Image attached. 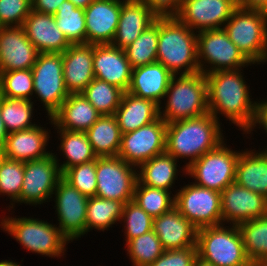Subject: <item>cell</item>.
Instances as JSON below:
<instances>
[{
	"instance_id": "cell-1",
	"label": "cell",
	"mask_w": 267,
	"mask_h": 266,
	"mask_svg": "<svg viewBox=\"0 0 267 266\" xmlns=\"http://www.w3.org/2000/svg\"><path fill=\"white\" fill-rule=\"evenodd\" d=\"M245 68L248 70V67H244L205 74L209 113L221 123L223 120L229 121V125L239 128L237 131H241V134L253 122L258 99L252 97L254 92L251 93V90L254 88L250 86L251 82L245 80Z\"/></svg>"
},
{
	"instance_id": "cell-2",
	"label": "cell",
	"mask_w": 267,
	"mask_h": 266,
	"mask_svg": "<svg viewBox=\"0 0 267 266\" xmlns=\"http://www.w3.org/2000/svg\"><path fill=\"white\" fill-rule=\"evenodd\" d=\"M223 128L211 113L167 123L166 152L187 169L227 138Z\"/></svg>"
},
{
	"instance_id": "cell-3",
	"label": "cell",
	"mask_w": 267,
	"mask_h": 266,
	"mask_svg": "<svg viewBox=\"0 0 267 266\" xmlns=\"http://www.w3.org/2000/svg\"><path fill=\"white\" fill-rule=\"evenodd\" d=\"M4 211L9 215L1 212L4 215L0 216V230L7 233V236L16 240L23 249L30 253L64 260L70 241L52 220L49 222L45 217L42 220L34 215L18 216L14 214L15 210Z\"/></svg>"
},
{
	"instance_id": "cell-4",
	"label": "cell",
	"mask_w": 267,
	"mask_h": 266,
	"mask_svg": "<svg viewBox=\"0 0 267 266\" xmlns=\"http://www.w3.org/2000/svg\"><path fill=\"white\" fill-rule=\"evenodd\" d=\"M157 62L173 75L200 72L197 60V32L175 16L158 17Z\"/></svg>"
},
{
	"instance_id": "cell-5",
	"label": "cell",
	"mask_w": 267,
	"mask_h": 266,
	"mask_svg": "<svg viewBox=\"0 0 267 266\" xmlns=\"http://www.w3.org/2000/svg\"><path fill=\"white\" fill-rule=\"evenodd\" d=\"M206 113L209 110L205 74L173 75L159 106V117L171 123Z\"/></svg>"
},
{
	"instance_id": "cell-6",
	"label": "cell",
	"mask_w": 267,
	"mask_h": 266,
	"mask_svg": "<svg viewBox=\"0 0 267 266\" xmlns=\"http://www.w3.org/2000/svg\"><path fill=\"white\" fill-rule=\"evenodd\" d=\"M223 29L252 64H267V15L263 10L236 7Z\"/></svg>"
},
{
	"instance_id": "cell-7",
	"label": "cell",
	"mask_w": 267,
	"mask_h": 266,
	"mask_svg": "<svg viewBox=\"0 0 267 266\" xmlns=\"http://www.w3.org/2000/svg\"><path fill=\"white\" fill-rule=\"evenodd\" d=\"M198 258L213 266H252L237 225L221 224L197 230Z\"/></svg>"
},
{
	"instance_id": "cell-8",
	"label": "cell",
	"mask_w": 267,
	"mask_h": 266,
	"mask_svg": "<svg viewBox=\"0 0 267 266\" xmlns=\"http://www.w3.org/2000/svg\"><path fill=\"white\" fill-rule=\"evenodd\" d=\"M225 139L186 169V177L200 187L221 192L235 182L236 164L243 149L235 150Z\"/></svg>"
},
{
	"instance_id": "cell-9",
	"label": "cell",
	"mask_w": 267,
	"mask_h": 266,
	"mask_svg": "<svg viewBox=\"0 0 267 266\" xmlns=\"http://www.w3.org/2000/svg\"><path fill=\"white\" fill-rule=\"evenodd\" d=\"M32 75V101L36 106L41 104L38 111H45L44 115L51 117L69 96L64 84L62 53H39L32 67Z\"/></svg>"
},
{
	"instance_id": "cell-10",
	"label": "cell",
	"mask_w": 267,
	"mask_h": 266,
	"mask_svg": "<svg viewBox=\"0 0 267 266\" xmlns=\"http://www.w3.org/2000/svg\"><path fill=\"white\" fill-rule=\"evenodd\" d=\"M197 60L203 74L258 66L242 54L224 29L197 32Z\"/></svg>"
},
{
	"instance_id": "cell-11",
	"label": "cell",
	"mask_w": 267,
	"mask_h": 266,
	"mask_svg": "<svg viewBox=\"0 0 267 266\" xmlns=\"http://www.w3.org/2000/svg\"><path fill=\"white\" fill-rule=\"evenodd\" d=\"M187 181L178 185L175 194V207L180 214L197 229L221 225V193Z\"/></svg>"
},
{
	"instance_id": "cell-12",
	"label": "cell",
	"mask_w": 267,
	"mask_h": 266,
	"mask_svg": "<svg viewBox=\"0 0 267 266\" xmlns=\"http://www.w3.org/2000/svg\"><path fill=\"white\" fill-rule=\"evenodd\" d=\"M88 199L89 197L83 195L63 177L54 190L51 203H55L52 205L57 220L55 223L70 243H76L74 241L86 237Z\"/></svg>"
},
{
	"instance_id": "cell-13",
	"label": "cell",
	"mask_w": 267,
	"mask_h": 266,
	"mask_svg": "<svg viewBox=\"0 0 267 266\" xmlns=\"http://www.w3.org/2000/svg\"><path fill=\"white\" fill-rule=\"evenodd\" d=\"M137 167L118 156L96 158V196L126 204L133 200Z\"/></svg>"
},
{
	"instance_id": "cell-14",
	"label": "cell",
	"mask_w": 267,
	"mask_h": 266,
	"mask_svg": "<svg viewBox=\"0 0 267 266\" xmlns=\"http://www.w3.org/2000/svg\"><path fill=\"white\" fill-rule=\"evenodd\" d=\"M62 178V173L51 155L24 162V178L20 194V205L39 207L50 204L54 190Z\"/></svg>"
},
{
	"instance_id": "cell-15",
	"label": "cell",
	"mask_w": 267,
	"mask_h": 266,
	"mask_svg": "<svg viewBox=\"0 0 267 266\" xmlns=\"http://www.w3.org/2000/svg\"><path fill=\"white\" fill-rule=\"evenodd\" d=\"M167 123L158 117L135 131L122 134L118 157L137 168L166 151Z\"/></svg>"
},
{
	"instance_id": "cell-16",
	"label": "cell",
	"mask_w": 267,
	"mask_h": 266,
	"mask_svg": "<svg viewBox=\"0 0 267 266\" xmlns=\"http://www.w3.org/2000/svg\"><path fill=\"white\" fill-rule=\"evenodd\" d=\"M44 117L49 121L48 123H42V125L39 123L29 129L8 133L3 148L5 158L26 162L39 160L52 154V145L49 143L52 142L53 128L50 129L47 125L52 126L53 121L51 117Z\"/></svg>"
},
{
	"instance_id": "cell-17",
	"label": "cell",
	"mask_w": 267,
	"mask_h": 266,
	"mask_svg": "<svg viewBox=\"0 0 267 266\" xmlns=\"http://www.w3.org/2000/svg\"><path fill=\"white\" fill-rule=\"evenodd\" d=\"M236 7L235 0H183L175 17L195 32L223 29Z\"/></svg>"
},
{
	"instance_id": "cell-18",
	"label": "cell",
	"mask_w": 267,
	"mask_h": 266,
	"mask_svg": "<svg viewBox=\"0 0 267 266\" xmlns=\"http://www.w3.org/2000/svg\"><path fill=\"white\" fill-rule=\"evenodd\" d=\"M222 224L238 225L267 215V198L235 182L221 192Z\"/></svg>"
},
{
	"instance_id": "cell-19",
	"label": "cell",
	"mask_w": 267,
	"mask_h": 266,
	"mask_svg": "<svg viewBox=\"0 0 267 266\" xmlns=\"http://www.w3.org/2000/svg\"><path fill=\"white\" fill-rule=\"evenodd\" d=\"M38 55L22 26L0 27V72L32 69Z\"/></svg>"
},
{
	"instance_id": "cell-20",
	"label": "cell",
	"mask_w": 267,
	"mask_h": 266,
	"mask_svg": "<svg viewBox=\"0 0 267 266\" xmlns=\"http://www.w3.org/2000/svg\"><path fill=\"white\" fill-rule=\"evenodd\" d=\"M95 78L126 92L131 81L132 68L124 49L111 44H93Z\"/></svg>"
},
{
	"instance_id": "cell-21",
	"label": "cell",
	"mask_w": 267,
	"mask_h": 266,
	"mask_svg": "<svg viewBox=\"0 0 267 266\" xmlns=\"http://www.w3.org/2000/svg\"><path fill=\"white\" fill-rule=\"evenodd\" d=\"M121 12V0H95L84 9L86 44H111Z\"/></svg>"
},
{
	"instance_id": "cell-22",
	"label": "cell",
	"mask_w": 267,
	"mask_h": 266,
	"mask_svg": "<svg viewBox=\"0 0 267 266\" xmlns=\"http://www.w3.org/2000/svg\"><path fill=\"white\" fill-rule=\"evenodd\" d=\"M159 16L142 0H121V12L111 45L125 49Z\"/></svg>"
},
{
	"instance_id": "cell-23",
	"label": "cell",
	"mask_w": 267,
	"mask_h": 266,
	"mask_svg": "<svg viewBox=\"0 0 267 266\" xmlns=\"http://www.w3.org/2000/svg\"><path fill=\"white\" fill-rule=\"evenodd\" d=\"M197 228L174 206L168 212L153 218V231L164 250L197 246Z\"/></svg>"
},
{
	"instance_id": "cell-24",
	"label": "cell",
	"mask_w": 267,
	"mask_h": 266,
	"mask_svg": "<svg viewBox=\"0 0 267 266\" xmlns=\"http://www.w3.org/2000/svg\"><path fill=\"white\" fill-rule=\"evenodd\" d=\"M64 84L69 92L81 93L95 78L93 44H71L62 53Z\"/></svg>"
},
{
	"instance_id": "cell-25",
	"label": "cell",
	"mask_w": 267,
	"mask_h": 266,
	"mask_svg": "<svg viewBox=\"0 0 267 266\" xmlns=\"http://www.w3.org/2000/svg\"><path fill=\"white\" fill-rule=\"evenodd\" d=\"M22 28L39 53H63L71 45L57 27L54 15L31 10Z\"/></svg>"
},
{
	"instance_id": "cell-26",
	"label": "cell",
	"mask_w": 267,
	"mask_h": 266,
	"mask_svg": "<svg viewBox=\"0 0 267 266\" xmlns=\"http://www.w3.org/2000/svg\"><path fill=\"white\" fill-rule=\"evenodd\" d=\"M178 176L183 180L185 177L186 181V168L181 167L179 162L166 151L142 163L137 168V178L142 185L165 189L174 194L178 190L175 183L178 184V181L181 180Z\"/></svg>"
},
{
	"instance_id": "cell-27",
	"label": "cell",
	"mask_w": 267,
	"mask_h": 266,
	"mask_svg": "<svg viewBox=\"0 0 267 266\" xmlns=\"http://www.w3.org/2000/svg\"><path fill=\"white\" fill-rule=\"evenodd\" d=\"M173 74L159 62L132 69L131 81L127 92L155 102H163Z\"/></svg>"
},
{
	"instance_id": "cell-28",
	"label": "cell",
	"mask_w": 267,
	"mask_h": 266,
	"mask_svg": "<svg viewBox=\"0 0 267 266\" xmlns=\"http://www.w3.org/2000/svg\"><path fill=\"white\" fill-rule=\"evenodd\" d=\"M101 114L90 104L82 93H72L51 116L53 129L86 132Z\"/></svg>"
},
{
	"instance_id": "cell-29",
	"label": "cell",
	"mask_w": 267,
	"mask_h": 266,
	"mask_svg": "<svg viewBox=\"0 0 267 266\" xmlns=\"http://www.w3.org/2000/svg\"><path fill=\"white\" fill-rule=\"evenodd\" d=\"M250 147L239 154L235 183L267 198V151Z\"/></svg>"
},
{
	"instance_id": "cell-30",
	"label": "cell",
	"mask_w": 267,
	"mask_h": 266,
	"mask_svg": "<svg viewBox=\"0 0 267 266\" xmlns=\"http://www.w3.org/2000/svg\"><path fill=\"white\" fill-rule=\"evenodd\" d=\"M53 131V133L56 134L55 138L58 140L56 144H54L57 150L55 151L54 149L52 153L55 156L62 174L72 166L86 163L97 158L85 132H74L64 129H54Z\"/></svg>"
},
{
	"instance_id": "cell-31",
	"label": "cell",
	"mask_w": 267,
	"mask_h": 266,
	"mask_svg": "<svg viewBox=\"0 0 267 266\" xmlns=\"http://www.w3.org/2000/svg\"><path fill=\"white\" fill-rule=\"evenodd\" d=\"M114 116L121 133L125 134L155 121L159 117V106L126 91Z\"/></svg>"
},
{
	"instance_id": "cell-32",
	"label": "cell",
	"mask_w": 267,
	"mask_h": 266,
	"mask_svg": "<svg viewBox=\"0 0 267 266\" xmlns=\"http://www.w3.org/2000/svg\"><path fill=\"white\" fill-rule=\"evenodd\" d=\"M85 134L97 157L118 156L122 133L114 115H101Z\"/></svg>"
},
{
	"instance_id": "cell-33",
	"label": "cell",
	"mask_w": 267,
	"mask_h": 266,
	"mask_svg": "<svg viewBox=\"0 0 267 266\" xmlns=\"http://www.w3.org/2000/svg\"><path fill=\"white\" fill-rule=\"evenodd\" d=\"M124 204L117 200L89 197L86 214V237L89 232L110 231L119 224ZM111 228V229H110Z\"/></svg>"
},
{
	"instance_id": "cell-34",
	"label": "cell",
	"mask_w": 267,
	"mask_h": 266,
	"mask_svg": "<svg viewBox=\"0 0 267 266\" xmlns=\"http://www.w3.org/2000/svg\"><path fill=\"white\" fill-rule=\"evenodd\" d=\"M35 106L31 100L0 96V111L6 131L11 133L38 125L41 120H37L39 117L36 116L41 113L37 111L38 108Z\"/></svg>"
},
{
	"instance_id": "cell-35",
	"label": "cell",
	"mask_w": 267,
	"mask_h": 266,
	"mask_svg": "<svg viewBox=\"0 0 267 266\" xmlns=\"http://www.w3.org/2000/svg\"><path fill=\"white\" fill-rule=\"evenodd\" d=\"M57 27L70 44H86L85 13L69 0L64 1L54 14Z\"/></svg>"
},
{
	"instance_id": "cell-36",
	"label": "cell",
	"mask_w": 267,
	"mask_h": 266,
	"mask_svg": "<svg viewBox=\"0 0 267 266\" xmlns=\"http://www.w3.org/2000/svg\"><path fill=\"white\" fill-rule=\"evenodd\" d=\"M81 93L101 115H114L124 91L94 78Z\"/></svg>"
},
{
	"instance_id": "cell-37",
	"label": "cell",
	"mask_w": 267,
	"mask_h": 266,
	"mask_svg": "<svg viewBox=\"0 0 267 266\" xmlns=\"http://www.w3.org/2000/svg\"><path fill=\"white\" fill-rule=\"evenodd\" d=\"M248 259L253 263L267 257V215L237 225Z\"/></svg>"
},
{
	"instance_id": "cell-38",
	"label": "cell",
	"mask_w": 267,
	"mask_h": 266,
	"mask_svg": "<svg viewBox=\"0 0 267 266\" xmlns=\"http://www.w3.org/2000/svg\"><path fill=\"white\" fill-rule=\"evenodd\" d=\"M24 178V162L4 158L0 164V198L9 201L6 210L20 206V194Z\"/></svg>"
},
{
	"instance_id": "cell-39",
	"label": "cell",
	"mask_w": 267,
	"mask_h": 266,
	"mask_svg": "<svg viewBox=\"0 0 267 266\" xmlns=\"http://www.w3.org/2000/svg\"><path fill=\"white\" fill-rule=\"evenodd\" d=\"M157 48L158 18L124 50L130 66L133 69L157 62Z\"/></svg>"
},
{
	"instance_id": "cell-40",
	"label": "cell",
	"mask_w": 267,
	"mask_h": 266,
	"mask_svg": "<svg viewBox=\"0 0 267 266\" xmlns=\"http://www.w3.org/2000/svg\"><path fill=\"white\" fill-rule=\"evenodd\" d=\"M133 201L152 218H156L175 206V194L165 189L142 185L137 180Z\"/></svg>"
},
{
	"instance_id": "cell-41",
	"label": "cell",
	"mask_w": 267,
	"mask_h": 266,
	"mask_svg": "<svg viewBox=\"0 0 267 266\" xmlns=\"http://www.w3.org/2000/svg\"><path fill=\"white\" fill-rule=\"evenodd\" d=\"M123 250L131 266H148L165 251L153 230L130 240Z\"/></svg>"
},
{
	"instance_id": "cell-42",
	"label": "cell",
	"mask_w": 267,
	"mask_h": 266,
	"mask_svg": "<svg viewBox=\"0 0 267 266\" xmlns=\"http://www.w3.org/2000/svg\"><path fill=\"white\" fill-rule=\"evenodd\" d=\"M32 69L0 72V96L13 99H33Z\"/></svg>"
},
{
	"instance_id": "cell-43",
	"label": "cell",
	"mask_w": 267,
	"mask_h": 266,
	"mask_svg": "<svg viewBox=\"0 0 267 266\" xmlns=\"http://www.w3.org/2000/svg\"><path fill=\"white\" fill-rule=\"evenodd\" d=\"M121 226L123 228L121 232L124 234L123 244L125 243V246L130 240L153 230V218L131 200L123 206Z\"/></svg>"
},
{
	"instance_id": "cell-44",
	"label": "cell",
	"mask_w": 267,
	"mask_h": 266,
	"mask_svg": "<svg viewBox=\"0 0 267 266\" xmlns=\"http://www.w3.org/2000/svg\"><path fill=\"white\" fill-rule=\"evenodd\" d=\"M62 177L83 195L96 196V159L68 168Z\"/></svg>"
},
{
	"instance_id": "cell-45",
	"label": "cell",
	"mask_w": 267,
	"mask_h": 266,
	"mask_svg": "<svg viewBox=\"0 0 267 266\" xmlns=\"http://www.w3.org/2000/svg\"><path fill=\"white\" fill-rule=\"evenodd\" d=\"M31 10V0H0V27L22 26Z\"/></svg>"
},
{
	"instance_id": "cell-46",
	"label": "cell",
	"mask_w": 267,
	"mask_h": 266,
	"mask_svg": "<svg viewBox=\"0 0 267 266\" xmlns=\"http://www.w3.org/2000/svg\"><path fill=\"white\" fill-rule=\"evenodd\" d=\"M197 258V246L184 249L165 250L160 257L148 266H193Z\"/></svg>"
},
{
	"instance_id": "cell-47",
	"label": "cell",
	"mask_w": 267,
	"mask_h": 266,
	"mask_svg": "<svg viewBox=\"0 0 267 266\" xmlns=\"http://www.w3.org/2000/svg\"><path fill=\"white\" fill-rule=\"evenodd\" d=\"M263 97H260L259 99H257L256 105H255V115H254L253 122L251 126L247 129V131L244 134H242L245 144L248 143V141L246 142L245 139H249V140L256 139V138H253L254 136L253 134L254 132H256L257 134L260 135V133H258L259 130L262 131L264 137L265 136L267 137V95L265 97V94H264ZM265 143L266 145L262 143V146L264 145L263 147L261 146V143H260V145L258 146L259 149L267 151V140L265 141Z\"/></svg>"
},
{
	"instance_id": "cell-48",
	"label": "cell",
	"mask_w": 267,
	"mask_h": 266,
	"mask_svg": "<svg viewBox=\"0 0 267 266\" xmlns=\"http://www.w3.org/2000/svg\"><path fill=\"white\" fill-rule=\"evenodd\" d=\"M146 3L159 17L175 16L183 0H142Z\"/></svg>"
},
{
	"instance_id": "cell-49",
	"label": "cell",
	"mask_w": 267,
	"mask_h": 266,
	"mask_svg": "<svg viewBox=\"0 0 267 266\" xmlns=\"http://www.w3.org/2000/svg\"><path fill=\"white\" fill-rule=\"evenodd\" d=\"M32 10L44 14L54 15L57 8L66 0H31Z\"/></svg>"
},
{
	"instance_id": "cell-50",
	"label": "cell",
	"mask_w": 267,
	"mask_h": 266,
	"mask_svg": "<svg viewBox=\"0 0 267 266\" xmlns=\"http://www.w3.org/2000/svg\"><path fill=\"white\" fill-rule=\"evenodd\" d=\"M237 7L244 9H257L265 11L267 0H235Z\"/></svg>"
},
{
	"instance_id": "cell-51",
	"label": "cell",
	"mask_w": 267,
	"mask_h": 266,
	"mask_svg": "<svg viewBox=\"0 0 267 266\" xmlns=\"http://www.w3.org/2000/svg\"><path fill=\"white\" fill-rule=\"evenodd\" d=\"M8 132L5 129L0 111V149L4 148Z\"/></svg>"
},
{
	"instance_id": "cell-52",
	"label": "cell",
	"mask_w": 267,
	"mask_h": 266,
	"mask_svg": "<svg viewBox=\"0 0 267 266\" xmlns=\"http://www.w3.org/2000/svg\"><path fill=\"white\" fill-rule=\"evenodd\" d=\"M23 260L24 258H22V260L19 262H16V259L15 260H12V259H2L0 260V266H24L22 263H23Z\"/></svg>"
},
{
	"instance_id": "cell-53",
	"label": "cell",
	"mask_w": 267,
	"mask_h": 266,
	"mask_svg": "<svg viewBox=\"0 0 267 266\" xmlns=\"http://www.w3.org/2000/svg\"><path fill=\"white\" fill-rule=\"evenodd\" d=\"M78 8H87L95 0H69Z\"/></svg>"
},
{
	"instance_id": "cell-54",
	"label": "cell",
	"mask_w": 267,
	"mask_h": 266,
	"mask_svg": "<svg viewBox=\"0 0 267 266\" xmlns=\"http://www.w3.org/2000/svg\"><path fill=\"white\" fill-rule=\"evenodd\" d=\"M252 266H267V257L253 262Z\"/></svg>"
},
{
	"instance_id": "cell-55",
	"label": "cell",
	"mask_w": 267,
	"mask_h": 266,
	"mask_svg": "<svg viewBox=\"0 0 267 266\" xmlns=\"http://www.w3.org/2000/svg\"><path fill=\"white\" fill-rule=\"evenodd\" d=\"M193 266H213L212 264L206 263L200 258H197L193 264Z\"/></svg>"
},
{
	"instance_id": "cell-56",
	"label": "cell",
	"mask_w": 267,
	"mask_h": 266,
	"mask_svg": "<svg viewBox=\"0 0 267 266\" xmlns=\"http://www.w3.org/2000/svg\"><path fill=\"white\" fill-rule=\"evenodd\" d=\"M5 158L3 149H0V164L2 160Z\"/></svg>"
}]
</instances>
